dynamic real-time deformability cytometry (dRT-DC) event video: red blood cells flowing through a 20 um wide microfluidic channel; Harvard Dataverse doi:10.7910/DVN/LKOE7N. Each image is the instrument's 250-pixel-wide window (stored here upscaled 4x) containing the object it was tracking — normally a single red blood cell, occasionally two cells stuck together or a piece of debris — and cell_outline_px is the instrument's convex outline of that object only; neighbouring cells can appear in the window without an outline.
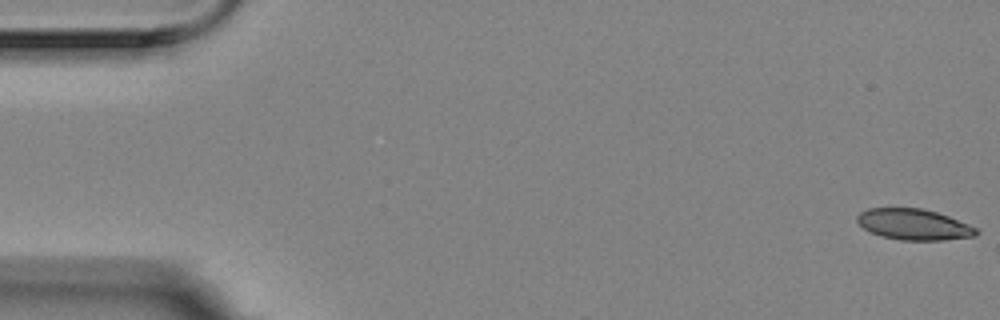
{"species": "Egyptian fruit bat (a non-hibernating species)", "species_latin": "Rousettus aegyptiacus", "temperature_condition": "room temperature", "stored_images_in_passage": 4, "camera_frame_rate_fps": 3000, "um_per_image_px": 0.085, "animal": {"sex": "female"}, "frame": {"image": 1, "passage_image": 1, "time_ms": 0.0, "image_size_px": [1000, 320], "cell_outline_px": [[980, 232], [976, 236], [944, 240], [900, 240], [880, 236], [864, 228], [856, 220], [856, 216], [860, 212], [868, 208], [920, 208], [936, 212], [948, 216], [968, 224], [976, 228]], "centroid_in_image_um": [77.67, 19.08], "position_along_channel_um": 7.3, "area_um2": 21.44}}